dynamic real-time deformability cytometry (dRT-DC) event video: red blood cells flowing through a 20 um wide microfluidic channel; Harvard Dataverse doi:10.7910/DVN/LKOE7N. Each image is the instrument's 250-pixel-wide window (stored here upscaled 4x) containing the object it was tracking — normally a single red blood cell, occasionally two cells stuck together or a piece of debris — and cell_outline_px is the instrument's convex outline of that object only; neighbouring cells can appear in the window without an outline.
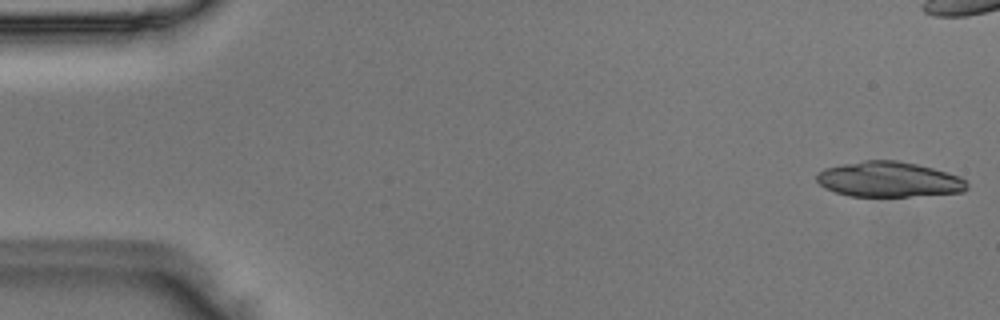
{"species": "Egyptian fruit bat (a non-hibernating species)", "species_latin": "Rousettus aegyptiacus", "temperature_condition": "room temperature", "stored_images_in_passage": 18, "camera_frame_rate_fps": 3000, "um_per_image_px": 0.085, "animal": {"sex": "male"}, "frame": {"image": 1, "passage_image": 1, "time_ms": 0.0, "image_size_px": [1000, 320], "cell_outline_px": [[968, 188], [964, 192], [908, 196], [848, 196], [824, 188], [816, 180], [816, 176], [824, 168], [864, 160], [896, 160], [916, 164], [932, 168], [960, 176], [968, 184]], "centroid_in_image_um": [75.55, 15.25], "position_along_channel_um": 9.4, "area_um2": 30.75}}